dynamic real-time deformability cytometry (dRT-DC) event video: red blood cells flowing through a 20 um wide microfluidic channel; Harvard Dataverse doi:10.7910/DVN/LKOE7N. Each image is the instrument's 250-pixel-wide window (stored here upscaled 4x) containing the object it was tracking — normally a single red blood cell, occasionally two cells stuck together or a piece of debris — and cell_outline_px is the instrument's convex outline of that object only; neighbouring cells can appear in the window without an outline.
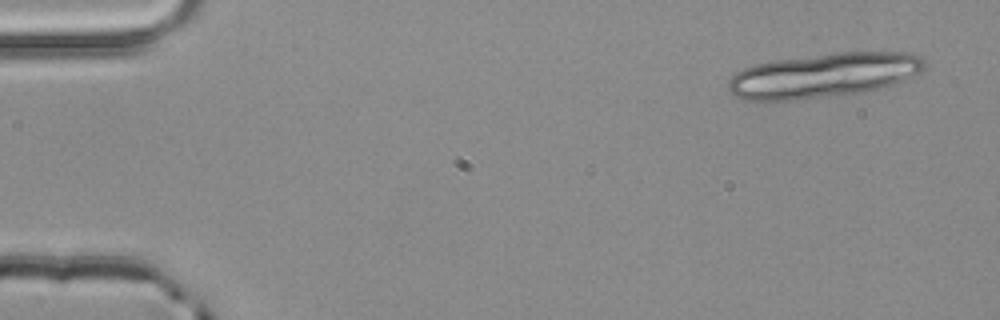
{"species": "common noctule bat (a hibernating species)", "species_latin": "Nyctalus noctula", "temperature_condition": "room temperature", "stored_images_in_passage": 4, "segment_of_instrument_passage": [1, 2], "camera_frame_rate_fps": 3000, "um_per_image_px": 0.085, "animal": {"sex": "male", "body_mass_g": 20.4}, "frame": {"image": 1, "passage_image": 1, "time_ms": 0.0, "image_size_px": [1000, 320], "cell_outline_px": [[924, 68], [920, 72], [904, 80], [892, 84], [860, 92], [768, 104], [764, 104], [744, 100], [728, 92], [728, 80], [736, 72], [744, 68], [756, 64], [772, 60], [836, 52], [916, 52], [924, 60]], "centroid_in_image_um": [69.91, 6.43], "position_along_channel_um": 15.1, "area_um2": 51.73}}